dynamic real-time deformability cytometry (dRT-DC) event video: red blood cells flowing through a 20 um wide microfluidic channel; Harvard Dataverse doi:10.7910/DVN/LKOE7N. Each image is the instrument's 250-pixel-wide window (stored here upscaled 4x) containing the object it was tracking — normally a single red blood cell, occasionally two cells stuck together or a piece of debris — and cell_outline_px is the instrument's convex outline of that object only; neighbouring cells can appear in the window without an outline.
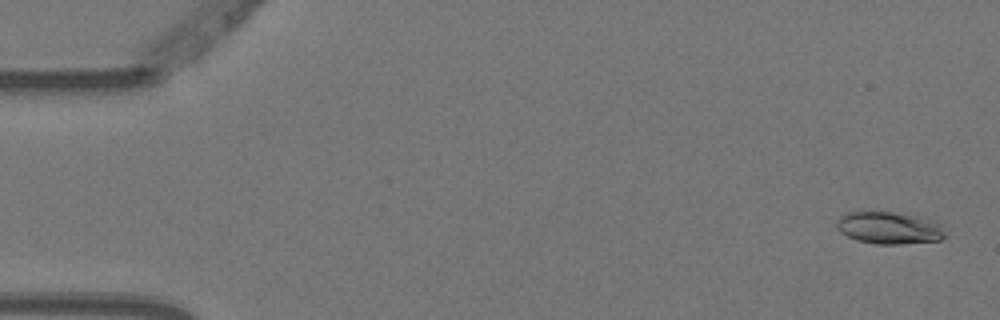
{"species": "Egyptian fruit bat (a non-hibernating species)", "species_latin": "Rousettus aegyptiacus", "temperature_condition": "warm", "stored_images_in_passage": 4, "camera_frame_rate_fps": 3000, "um_per_image_px": 0.085, "animal": {"sex": "female"}, "frame": {"image": 1, "passage_image": 1, "time_ms": 0.0, "image_size_px": [1000, 320], "cell_outline_px": [[944, 236], [940, 240], [900, 244], [876, 244], [856, 240], [840, 232], [836, 228], [836, 220], [840, 216], [848, 212], [892, 212], [924, 216], [936, 220], [940, 224], [944, 232]], "centroid_in_image_um": [75.58, 19.36], "position_along_channel_um": 9.4, "area_um2": 20.58}}